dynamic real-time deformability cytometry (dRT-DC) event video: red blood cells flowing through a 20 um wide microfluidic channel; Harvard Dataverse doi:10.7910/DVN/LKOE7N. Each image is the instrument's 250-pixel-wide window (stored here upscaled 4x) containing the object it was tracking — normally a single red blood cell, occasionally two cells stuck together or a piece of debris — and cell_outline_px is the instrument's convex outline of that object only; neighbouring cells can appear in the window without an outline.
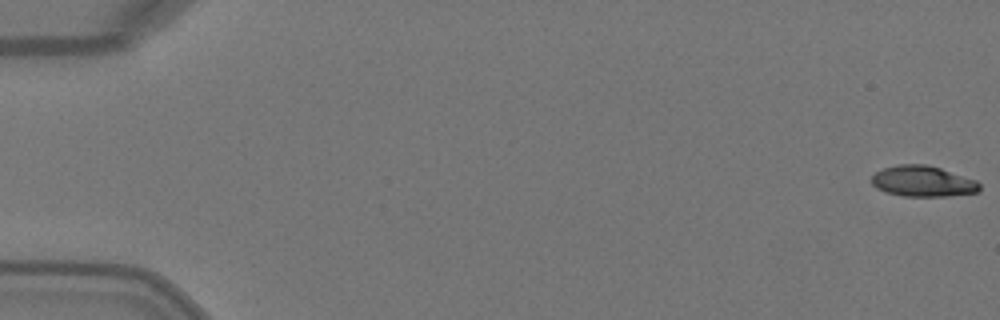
{"species": "Egyptian fruit bat (a non-hibernating species)", "species_latin": "Rousettus aegyptiacus", "temperature_condition": "warm", "stored_images_in_passage": 2, "camera_frame_rate_fps": 3000, "um_per_image_px": 0.085, "animal": {"sex": "female"}, "frame": {"image": 1, "passage_image": 2, "time_ms": 0.333, "image_size_px": [1000, 320], "cell_outline_px": [[980, 188], [976, 192], [948, 196], [904, 196], [888, 192], [876, 188], [872, 184], [872, 176], [876, 172], [884, 168], [900, 164], [924, 164], [940, 168], [976, 180], [980, 184]], "centroid_in_image_um": [78.44, 15.41], "position_along_channel_um": 6.6, "area_um2": 19.13}}